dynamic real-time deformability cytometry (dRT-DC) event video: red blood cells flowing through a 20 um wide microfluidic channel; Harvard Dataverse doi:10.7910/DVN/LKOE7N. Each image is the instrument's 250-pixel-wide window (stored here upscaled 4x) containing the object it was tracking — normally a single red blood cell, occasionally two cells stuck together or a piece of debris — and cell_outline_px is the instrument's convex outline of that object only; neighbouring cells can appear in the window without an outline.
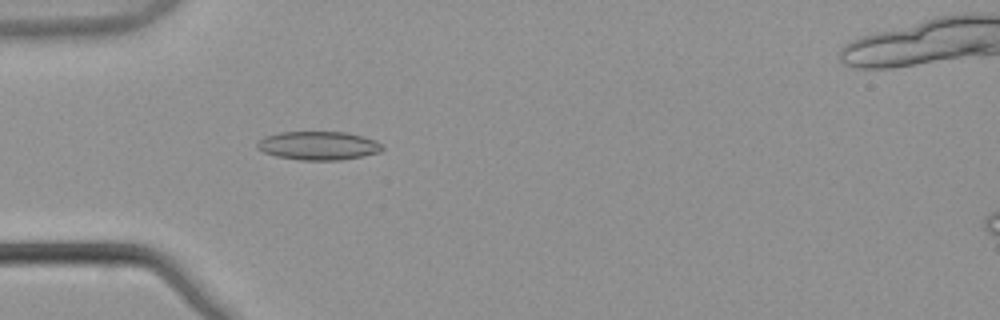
{"species": "common noctule bat (a hibernating species)", "species_latin": "Nyctalus noctula", "temperature_condition": "warm", "stored_images_in_passage": 54, "camera_frame_rate_fps": 3000, "um_per_image_px": 0.085, "animal": {"sex": "male", "body_mass_g": 21.5, "forearm_length_mm": 52.0}, "frame": {"image": 1, "passage_image": 17, "time_ms": 5.333, "image_size_px": [1000, 320], "cell_outline_px": [[384, 148], [380, 152], [340, 160], [300, 160], [276, 156], [264, 152], [256, 148], [256, 144], [264, 136], [280, 132], [344, 132], [364, 136], [376, 140]], "centroid_in_image_um": [27.05, 12.37], "position_along_channel_um": 58.0, "area_um2": 20.81}}
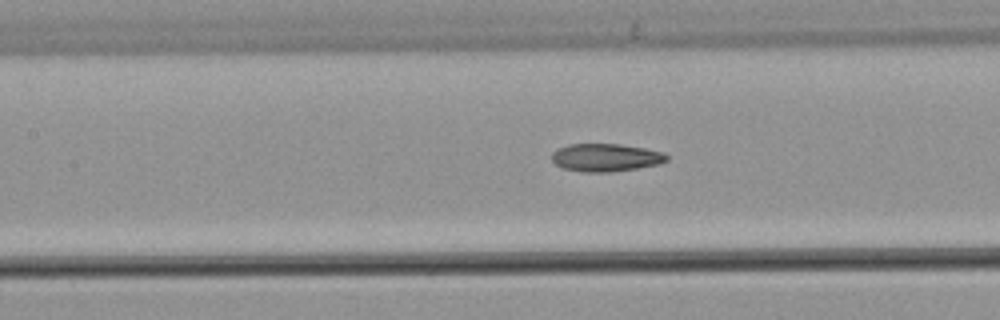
{"frame": {"image": 2, "passage_image": 25, "time_ms": 8.0, "image_size_px": [1000, 320], "cell_outline_px": [[668, 160], [660, 164], [636, 168], [608, 172], [584, 172], [564, 168], [556, 164], [552, 160], [552, 152], [556, 148], [568, 144], [620, 144], [644, 148], [664, 152], [668, 156]], "centroid_in_image_um": [51.49, 13.38], "position_along_channel_um": 155.9, "area_um2": 18.67}}
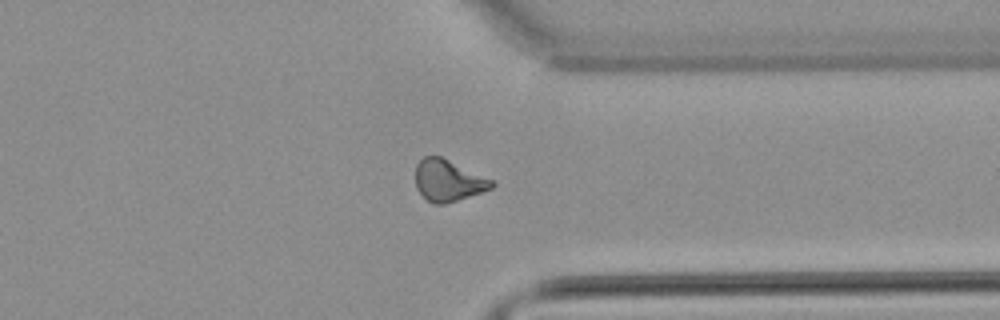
{"frame": {"image": 3, "passage_image": 42, "time_ms": 13.667, "image_size_px": [1000, 320], "cell_outline_px": [[496, 184], [492, 188], [444, 204], [432, 204], [416, 188], [416, 164], [424, 156], [440, 156], [492, 180]], "centroid_in_image_um": [38.07, 15.34], "position_along_channel_um": 373.3, "area_um2": 18.03}, "authors_computed_cell_mechanics": {"area_um2": 18.9295, "velocity_mm_per_s": 3.8773, "shape_relaxation_time_tau1_ms": null, "shape_relaxation_time_tau2_ms": 3.0956, "deformation_change_tau1": null, "deformation_change_tau2": 0.103}}